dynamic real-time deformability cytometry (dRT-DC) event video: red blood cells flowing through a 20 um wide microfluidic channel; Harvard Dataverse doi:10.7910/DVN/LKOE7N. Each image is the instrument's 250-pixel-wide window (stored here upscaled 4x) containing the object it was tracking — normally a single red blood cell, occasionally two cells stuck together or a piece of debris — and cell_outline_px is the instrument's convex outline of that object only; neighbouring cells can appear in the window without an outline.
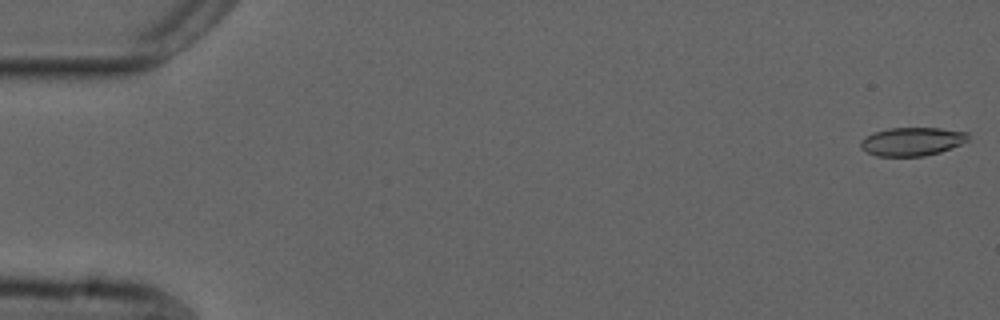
{"species": "common noctule bat (a hibernating species)", "species_latin": "Nyctalus noctula", "temperature_condition": "cold", "stored_images_in_passage": 55, "camera_frame_rate_fps": 3000, "um_per_image_px": 0.085, "animal": {"sex": "male", "forearm_length_mm": 52.5}, "frame": {"image": 1, "passage_image": 1, "time_ms": 0.0, "image_size_px": [1000, 320], "cell_outline_px": [[968, 140], [960, 144], [940, 152], [924, 156], [876, 156], [860, 148], [860, 140], [872, 132], [888, 128], [940, 128], [968, 132]], "centroid_in_image_um": [77.49, 12.02], "position_along_channel_um": 7.5, "area_um2": 17.86}}
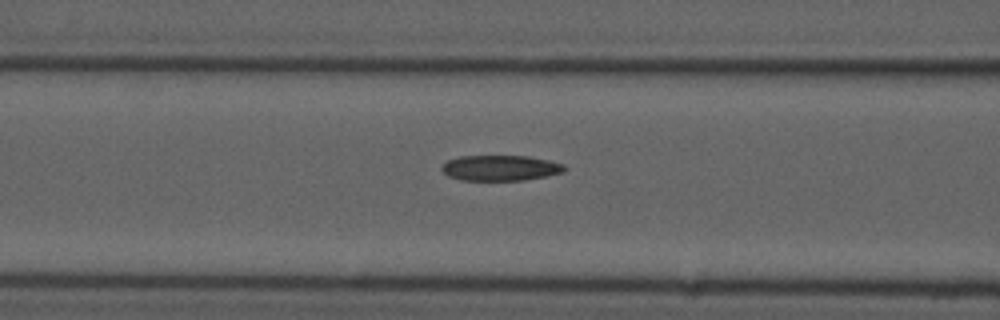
{"frame": {"image": 2, "passage_image": 22, "time_ms": 7.0, "image_size_px": [1000, 320], "cell_outline_px": [[568, 168], [564, 172], [524, 180], [460, 180], [448, 176], [440, 168], [448, 160], [460, 156], [528, 156], [548, 160], [564, 164]], "centroid_in_image_um": [42.54, 14.27], "position_along_channel_um": 124.1, "area_um2": 18.21}}
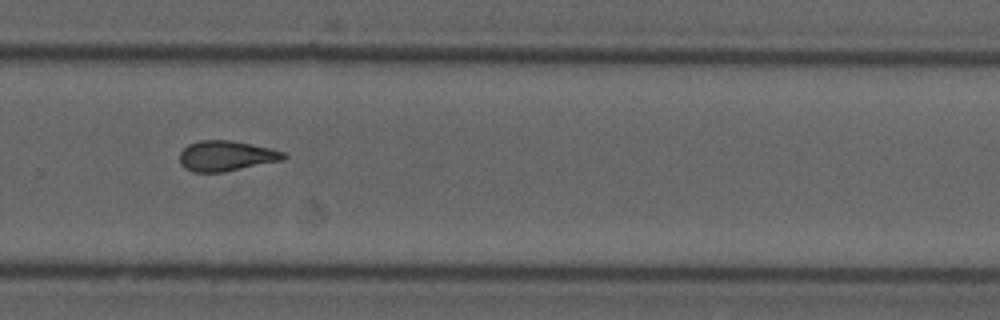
{"frame": {"image": 3, "passage_image": 37, "time_ms": 12.0, "image_size_px": [1000, 320], "cell_outline_px": [[288, 156], [284, 160], [224, 172], [192, 172], [184, 168], [180, 164], [180, 152], [188, 144], [200, 140], [232, 140], [252, 144], [284, 152]], "centroid_in_image_um": [19.22, 13.25], "position_along_channel_um": 310.6, "area_um2": 18.5}, "authors_computed_cell_mechanics": {"area_um2": 18.5538, "velocity_mm_per_s": 3.7334, "shape_relaxation_time_tau1_ms": null, "shape_relaxation_time_tau2_ms": 2.5812, "deformation_change_tau1": null, "deformation_change_tau2": 0.1109}}